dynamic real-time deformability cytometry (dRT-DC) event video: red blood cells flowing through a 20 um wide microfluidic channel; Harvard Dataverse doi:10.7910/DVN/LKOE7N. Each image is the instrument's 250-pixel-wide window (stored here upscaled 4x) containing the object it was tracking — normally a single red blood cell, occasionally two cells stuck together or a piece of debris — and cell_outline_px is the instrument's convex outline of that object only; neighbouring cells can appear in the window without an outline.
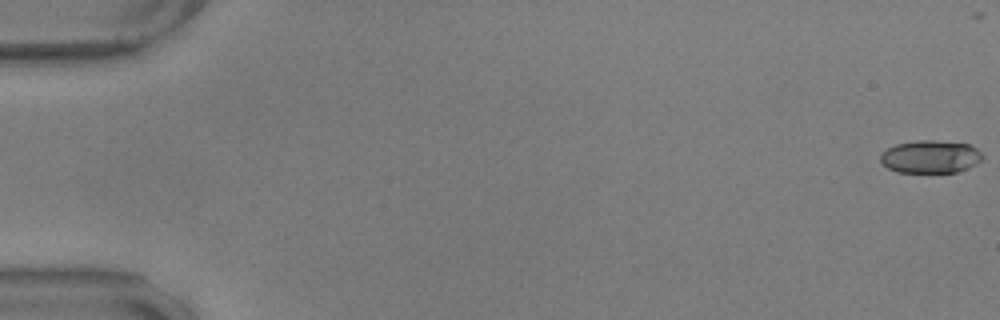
{"species": "common noctule bat (a hibernating species)", "species_latin": "Nyctalus noctula", "temperature_condition": "warm", "stored_images_in_passage": 3, "camera_frame_rate_fps": 3000, "um_per_image_px": 0.085, "animal": {"sex": "male", "body_mass_g": 17.9, "forearm_length_mm": 54.2}, "frame": {"image": 1, "passage_image": 1, "time_ms": 0.0, "image_size_px": [1000, 320], "cell_outline_px": [[984, 156], [976, 164], [956, 172], [896, 172], [888, 168], [880, 160], [880, 156], [888, 148], [896, 144], [916, 140], [932, 140], [968, 144], [976, 148]], "centroid_in_image_um": [79.08, 13.32], "position_along_channel_um": 5.9, "area_um2": 19.31}}